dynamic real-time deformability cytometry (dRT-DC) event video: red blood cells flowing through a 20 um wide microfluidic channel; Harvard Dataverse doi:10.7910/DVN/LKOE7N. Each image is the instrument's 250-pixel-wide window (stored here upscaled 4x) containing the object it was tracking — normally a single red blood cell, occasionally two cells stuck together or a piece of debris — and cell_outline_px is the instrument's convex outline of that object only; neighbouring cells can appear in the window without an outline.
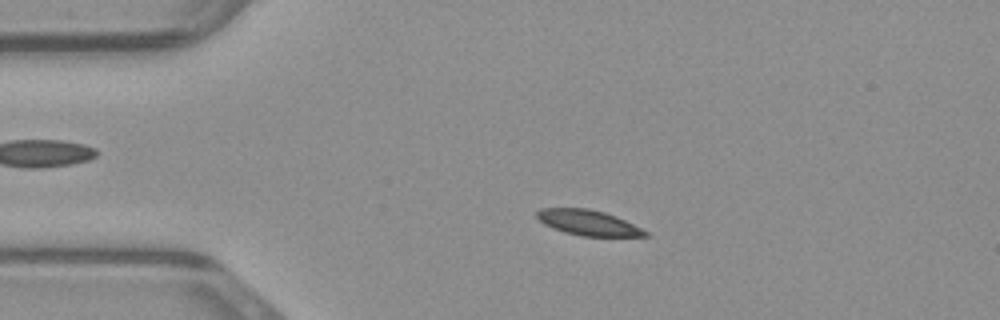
{"species": "common noctule bat (a hibernating species)", "species_latin": "Nyctalus noctula", "temperature_condition": "warm", "stored_images_in_passage": 49, "camera_frame_rate_fps": 3000, "um_per_image_px": 0.085, "animal": {"sex": "male", "body_mass_g": 23.1, "forearm_length_mm": 52.7}, "frame": {"image": 1, "passage_image": 10, "time_ms": 3.0, "image_size_px": [1000, 320], "cell_outline_px": [[652, 236], [580, 236], [564, 232], [552, 228], [544, 224], [536, 216], [536, 212], [540, 208], [588, 208], [604, 212], [616, 216], [648, 232]], "centroid_in_image_um": [49.97, 18.93], "position_along_channel_um": 35.0, "area_um2": 15.95}}
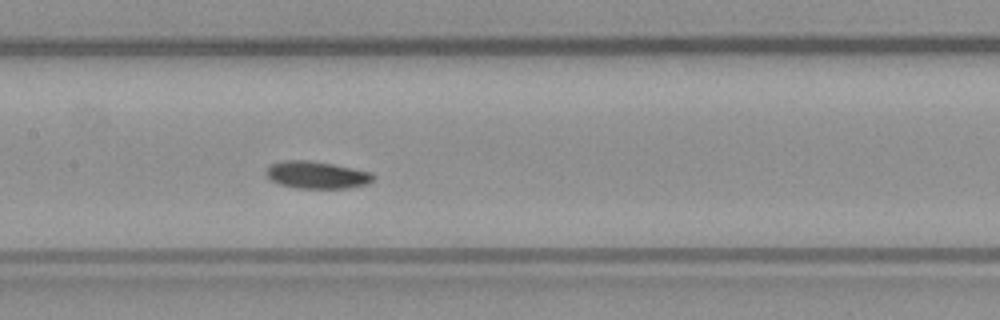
{"frame": {"image": 2, "passage_image": 23, "time_ms": 7.333, "image_size_px": [1000, 320], "cell_outline_px": [[376, 176], [368, 184], [348, 188], [296, 188], [280, 184], [272, 180], [264, 172], [272, 164], [280, 160], [308, 160], [332, 164], [372, 172]], "centroid_in_image_um": [26.94, 14.87], "position_along_channel_um": 180.5, "area_um2": 16.99}}
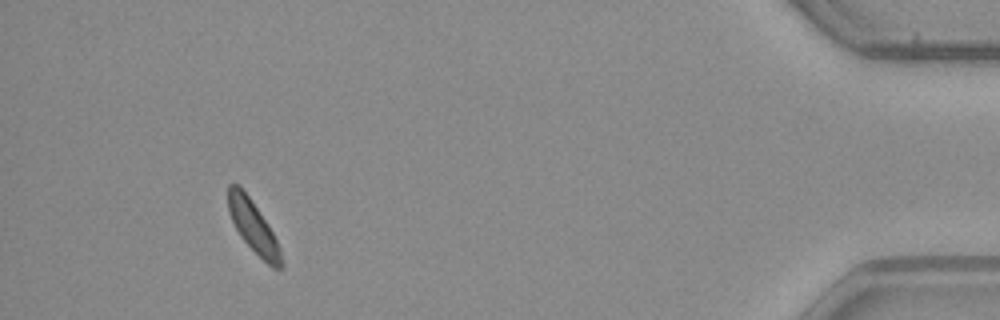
{"frame": {"image": 3, "passage_image": 45, "time_ms": 14.667, "image_size_px": [1000, 320], "cell_outline_px": [[284, 268], [272, 268], [240, 236], [228, 212], [228, 184], [236, 184], [248, 196], [268, 224], [280, 248], [284, 264]], "centroid_in_image_um": [21.54, 19.3], "position_along_channel_um": 413.7, "area_um2": 15.61}}